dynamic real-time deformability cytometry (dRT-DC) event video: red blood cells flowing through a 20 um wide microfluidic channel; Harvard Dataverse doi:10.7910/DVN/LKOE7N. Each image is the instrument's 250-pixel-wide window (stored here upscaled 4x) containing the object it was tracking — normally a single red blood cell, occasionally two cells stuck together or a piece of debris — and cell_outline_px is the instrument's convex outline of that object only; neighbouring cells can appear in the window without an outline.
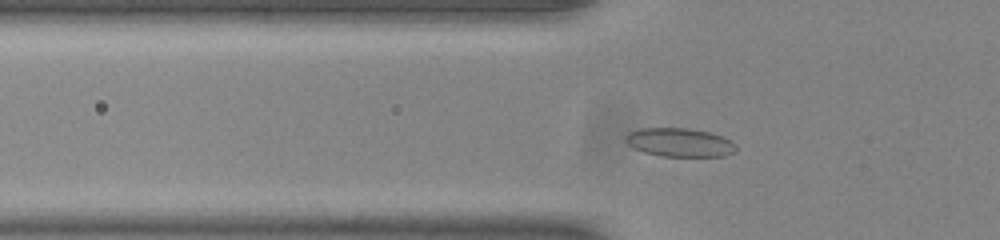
{"species": "common noctule bat (a hibernating species)", "species_latin": "Nyctalus noctula", "temperature_condition": "room temperature", "stored_images_in_passage": 46, "segment_of_instrument_passage": [1, 2], "camera_frame_rate_fps": 3000, "um_per_image_px": 0.085, "animal": {"sex": "male", "body_mass_g": 20.0, "forearm_length_mm": 53.3}, "frame": {"image": 1, "passage_image": 10, "time_ms": 3.0, "image_size_px": [1000, 240], "cell_outline_px": [[736, 152], [724, 156], [660, 156], [644, 152], [632, 148], [624, 140], [624, 136], [628, 132], [640, 128], [688, 128], [708, 132], [724, 136], [736, 144]], "centroid_in_image_um": [57.75, 12.1], "position_along_channel_um": 68.0, "area_um2": 18.67}}
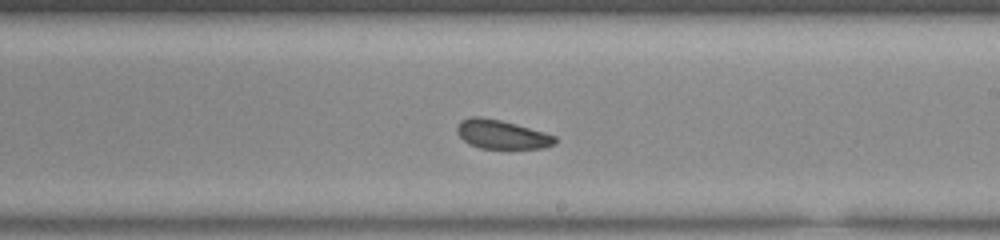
{"frame": {"image": 2, "passage_image": 24, "time_ms": 7.667, "image_size_px": [1000, 240], "cell_outline_px": [[556, 144], [544, 148], [480, 148], [464, 140], [456, 132], [456, 128], [460, 120], [472, 116], [480, 116], [500, 120], [544, 132], [556, 136]], "centroid_in_image_um": [42.64, 11.42], "position_along_channel_um": 246.4, "area_um2": 16.36}}
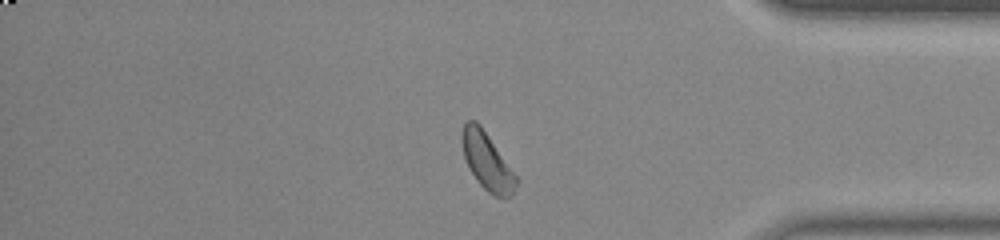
{"frame": {"image": 3, "passage_image": 37, "time_ms": 12.0, "image_size_px": [1000, 240], "cell_outline_px": [[520, 180], [512, 196], [492, 196], [476, 180], [468, 168], [464, 156], [460, 140], [460, 132], [464, 124], [468, 120], [476, 120], [480, 124]], "centroid_in_image_um": [41.39, 13.7], "position_along_channel_um": 393.8, "area_um2": 18.32}}